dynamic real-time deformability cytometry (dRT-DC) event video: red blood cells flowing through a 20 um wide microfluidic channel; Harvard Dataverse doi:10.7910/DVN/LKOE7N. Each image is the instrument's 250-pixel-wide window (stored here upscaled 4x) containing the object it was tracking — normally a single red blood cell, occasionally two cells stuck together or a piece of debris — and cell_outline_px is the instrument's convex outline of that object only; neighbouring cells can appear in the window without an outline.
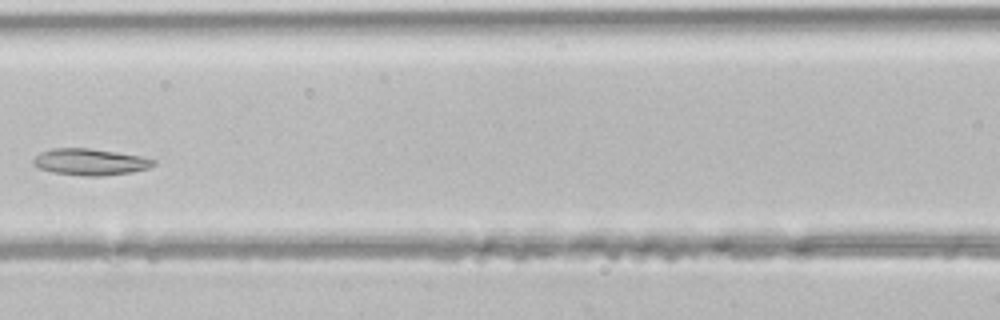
{"species": "common noctule bat (a hibernating species)", "species_latin": "Nyctalus noctula", "temperature_condition": "room temperature", "stored_images_in_passage": 5, "camera_frame_rate_fps": 3000, "um_per_image_px": 0.085, "animal": {"sex": "male", "body_mass_g": 21.5, "forearm_length_mm": 52.0}, "frame": {"image": 1, "passage_image": 5, "time_ms": 1.333, "image_size_px": [1000, 320], "cell_outline_px": [[156, 164], [148, 168], [132, 172], [104, 176], [84, 176], [52, 172], [40, 168], [32, 164], [32, 160], [40, 152], [52, 148], [88, 148], [116, 152], [140, 156], [156, 160]], "centroid_in_image_um": [7.65, 13.77], "position_along_channel_um": 158.9, "area_um2": 18.61}}